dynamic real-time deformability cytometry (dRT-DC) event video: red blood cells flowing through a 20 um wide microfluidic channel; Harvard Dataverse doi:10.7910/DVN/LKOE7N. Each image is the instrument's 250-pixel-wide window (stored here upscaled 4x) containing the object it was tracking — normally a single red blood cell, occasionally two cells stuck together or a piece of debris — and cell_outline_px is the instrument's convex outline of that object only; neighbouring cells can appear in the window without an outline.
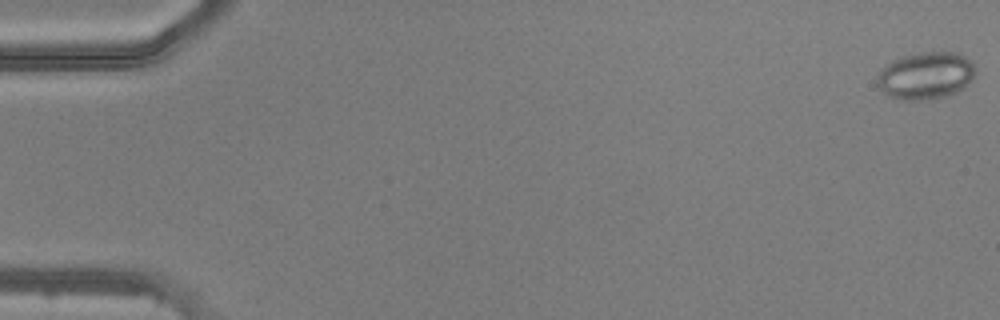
{"species": "common noctule bat (a hibernating species)", "species_latin": "Nyctalus noctula", "temperature_condition": "warm", "stored_images_in_passage": 50, "camera_frame_rate_fps": 3000, "um_per_image_px": 0.085, "animal": {"sex": "male", "body_mass_g": 20.5, "forearm_length_mm": 52.5}, "frame": {"image": 1, "passage_image": 1, "time_ms": 0.0, "image_size_px": [1000, 320], "cell_outline_px": [[976, 72], [956, 92], [944, 96], [916, 100], [904, 100], [888, 96], [876, 84], [876, 76], [892, 60], [900, 56], [920, 52], [960, 52], [972, 60]], "centroid_in_image_um": [78.66, 6.39], "position_along_channel_um": 6.3, "area_um2": 26.82}}
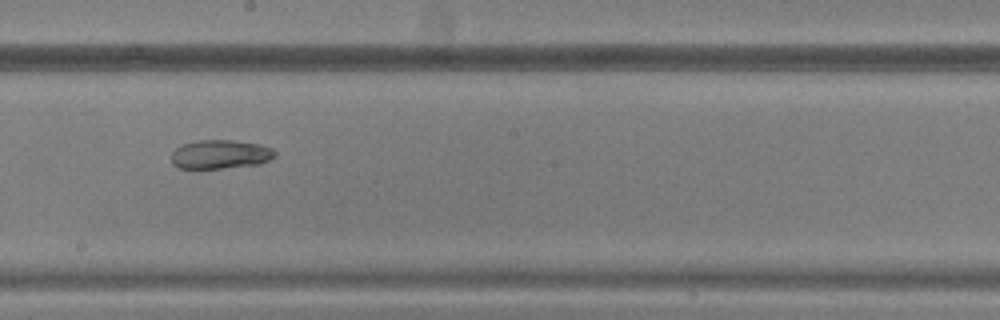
{"frame": {"image": 2, "passage_image": 29, "time_ms": 9.333, "image_size_px": [1000, 320], "cell_outline_px": [[276, 156], [260, 164], [220, 168], [180, 168], [172, 164], [172, 152], [176, 148], [184, 144], [196, 140], [232, 140], [260, 144], [272, 148], [276, 152]], "centroid_in_image_um": [18.74, 13.11], "position_along_channel_um": 229.5, "area_um2": 17.4}}
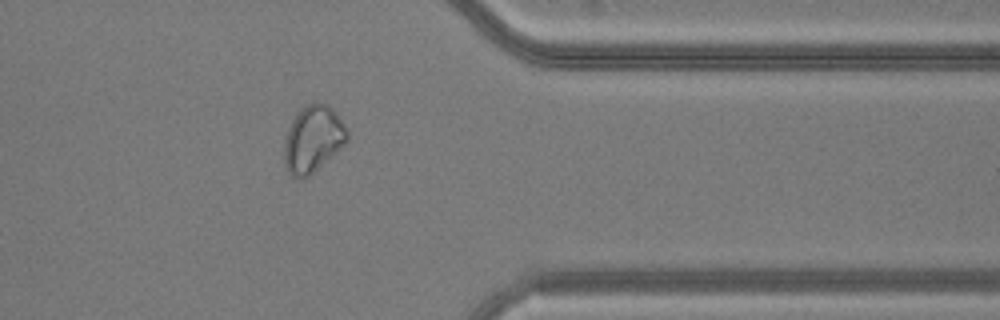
{"frame": {"image": 3, "passage_image": 41, "time_ms": 13.333, "image_size_px": [1000, 320], "cell_outline_px": [[348, 140], [340, 148], [308, 176], [300, 180], [296, 180], [288, 172], [284, 164], [284, 140], [288, 128], [296, 112], [300, 108], [316, 100], [328, 104], [336, 112], [348, 128]], "centroid_in_image_um": [26.59, 11.78], "position_along_channel_um": 384.8, "area_um2": 24.8}}